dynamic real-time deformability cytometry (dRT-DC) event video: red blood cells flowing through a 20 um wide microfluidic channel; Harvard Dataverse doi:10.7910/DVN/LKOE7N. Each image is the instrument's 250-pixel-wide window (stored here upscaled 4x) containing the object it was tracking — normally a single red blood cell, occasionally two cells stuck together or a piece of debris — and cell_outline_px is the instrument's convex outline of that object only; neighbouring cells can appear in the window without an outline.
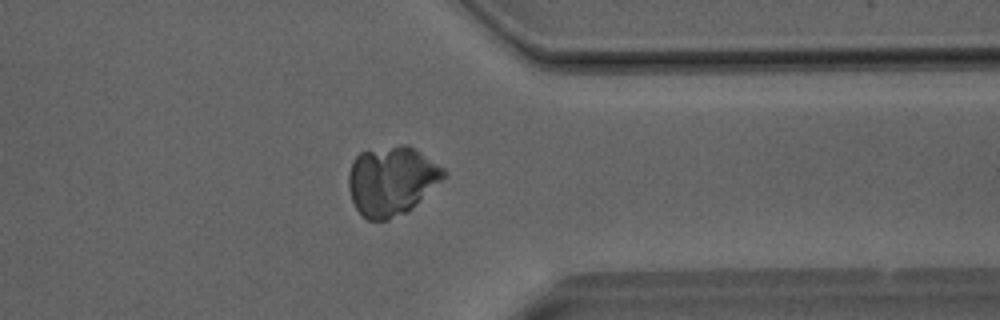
{"species": "Egyptian fruit bat (a non-hibernating species)", "species_latin": "Rousettus aegyptiacus", "temperature_condition": "room temperature", "stored_images_in_passage": 40, "camera_frame_rate_fps": 3000, "um_per_image_px": 0.085, "animal": {"sex": "male"}, "frame": {"image": 1, "passage_image": 32, "time_ms": 10.333, "image_size_px": [1000, 320], "cell_outline_px": [[448, 172], [440, 180], [404, 212], [388, 220], [368, 220], [356, 208], [352, 200], [348, 188], [348, 176], [352, 160], [360, 152], [400, 144], [404, 144], [412, 148], [444, 168]], "centroid_in_image_um": [33.21, 15.34], "position_along_channel_um": 378.2, "area_um2": 37.28}}
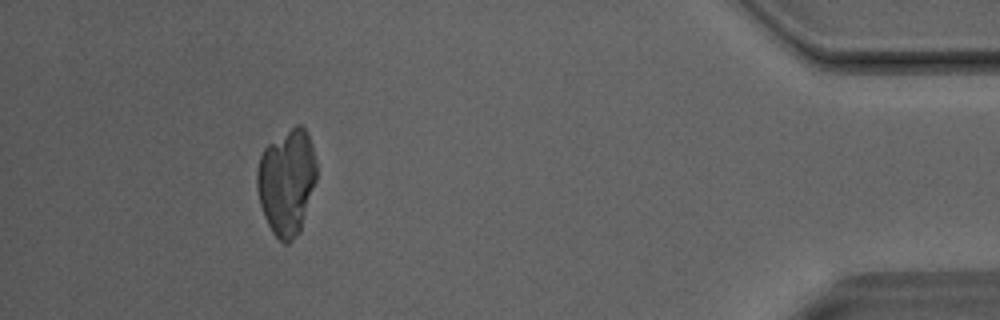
{"frame": {"image": 2, "passage_image": 37, "time_ms": 12.0, "image_size_px": [1000, 320], "cell_outline_px": [[316, 180], [300, 232], [288, 244], [284, 244], [272, 232], [264, 216], [260, 204], [256, 188], [256, 172], [260, 156], [264, 148], [268, 144], [296, 124], [300, 124], [308, 132], [316, 160]], "centroid_in_image_um": [24.36, 15.46], "position_along_channel_um": 410.8, "area_um2": 36.93}}